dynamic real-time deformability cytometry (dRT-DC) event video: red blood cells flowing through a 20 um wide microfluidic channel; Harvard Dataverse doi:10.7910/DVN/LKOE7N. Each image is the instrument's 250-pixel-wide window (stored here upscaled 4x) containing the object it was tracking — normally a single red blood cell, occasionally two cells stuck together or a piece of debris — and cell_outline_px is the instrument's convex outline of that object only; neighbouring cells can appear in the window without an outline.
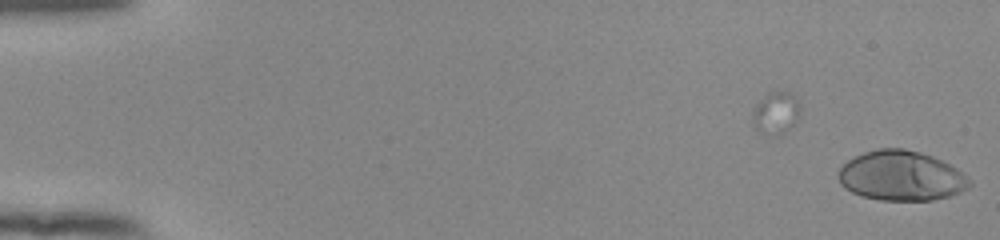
{"species": "human", "species_latin": "Homo sapiens", "temperature_condition": "room temperature", "stored_images_in_passage": 9, "camera_frame_rate_fps": 3000, "um_per_image_px": 0.085, "donor": {"sex": "female"}, "frame": {"image": 1, "passage_image": 9, "time_ms": 2.667, "image_size_px": [1000, 240], "cell_outline_px": [[972, 184], [968, 188], [960, 192], [948, 196], [932, 200], [880, 200], [860, 196], [844, 188], [840, 184], [836, 172], [848, 160], [864, 152], [876, 148], [904, 148], [920, 152], [932, 156], [956, 168]], "centroid_in_image_um": [76.54, 14.94], "position_along_channel_um": 8.5, "area_um2": 38.03}}